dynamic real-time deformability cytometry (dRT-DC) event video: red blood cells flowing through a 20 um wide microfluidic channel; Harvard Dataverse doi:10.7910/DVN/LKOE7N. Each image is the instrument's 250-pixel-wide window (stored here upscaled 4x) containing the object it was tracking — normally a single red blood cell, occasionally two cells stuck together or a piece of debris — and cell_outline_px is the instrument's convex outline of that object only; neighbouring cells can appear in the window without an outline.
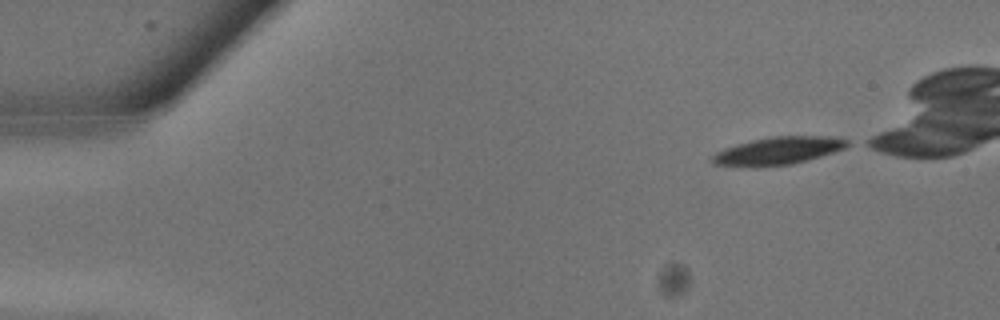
{"species": "common noctule bat (a hibernating species)", "species_latin": "Nyctalus noctula", "temperature_condition": "warm", "stored_images_in_passage": 8, "camera_frame_rate_fps": 3000, "um_per_image_px": 0.085, "animal": {"sex": "male", "body_mass_g": 13.3}, "frame": {"image": 1, "passage_image": 1, "time_ms": 0.0, "image_size_px": [1000, 320], "cell_outline_px": [[852, 144], [844, 148], [820, 156], [792, 164], [712, 164], [708, 160], [716, 152], [724, 148], [736, 144], [752, 140], [772, 136], [824, 136], [848, 140]], "centroid_in_image_um": [66.17, 12.77], "position_along_channel_um": 18.8, "area_um2": 20.81}}
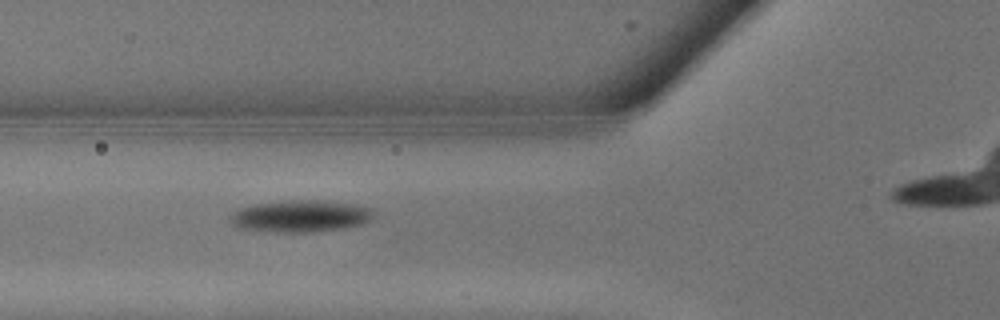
{"frame": {"image": 2, "passage_image": 8, "time_ms": 2.333, "image_size_px": [1000, 320], "cell_outline_px": [[376, 212], [364, 224], [320, 232], [272, 232], [240, 228], [232, 224], [228, 216], [240, 208], [256, 204], [288, 200], [316, 200], [348, 204], [372, 208]], "centroid_in_image_um": [25.53, 18.38], "position_along_channel_um": 100.3, "area_um2": 26.59}}